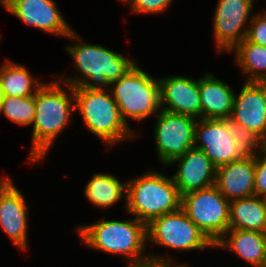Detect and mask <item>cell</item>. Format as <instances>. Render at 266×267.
<instances>
[{"label": "cell", "instance_id": "6da1fadb", "mask_svg": "<svg viewBox=\"0 0 266 267\" xmlns=\"http://www.w3.org/2000/svg\"><path fill=\"white\" fill-rule=\"evenodd\" d=\"M62 82L44 83L35 93V116L32 130V146L29 162L36 163L45 158L57 136L70 122L75 111L73 87ZM73 101V102H72Z\"/></svg>", "mask_w": 266, "mask_h": 267}, {"label": "cell", "instance_id": "7a4b0ae2", "mask_svg": "<svg viewBox=\"0 0 266 267\" xmlns=\"http://www.w3.org/2000/svg\"><path fill=\"white\" fill-rule=\"evenodd\" d=\"M67 38L77 41L74 45L66 46V49L81 76H62L60 79L64 84L72 87L82 86L86 89L109 90L111 82L123 77L136 64L133 59L104 46L82 42V38L74 30Z\"/></svg>", "mask_w": 266, "mask_h": 267}, {"label": "cell", "instance_id": "3957f363", "mask_svg": "<svg viewBox=\"0 0 266 267\" xmlns=\"http://www.w3.org/2000/svg\"><path fill=\"white\" fill-rule=\"evenodd\" d=\"M97 222L79 225L78 230H75L85 245L102 252L122 254L121 256L128 259L127 266L149 256L144 254L147 243L144 222L136 218L123 221L105 220V217Z\"/></svg>", "mask_w": 266, "mask_h": 267}, {"label": "cell", "instance_id": "277c9868", "mask_svg": "<svg viewBox=\"0 0 266 267\" xmlns=\"http://www.w3.org/2000/svg\"><path fill=\"white\" fill-rule=\"evenodd\" d=\"M75 110H79L88 131L111 147L136 137L134 130L122 120L119 107L110 90L73 87Z\"/></svg>", "mask_w": 266, "mask_h": 267}, {"label": "cell", "instance_id": "5b68a950", "mask_svg": "<svg viewBox=\"0 0 266 267\" xmlns=\"http://www.w3.org/2000/svg\"><path fill=\"white\" fill-rule=\"evenodd\" d=\"M126 182V211L146 225L181 208V195L172 177L150 170Z\"/></svg>", "mask_w": 266, "mask_h": 267}, {"label": "cell", "instance_id": "8992f818", "mask_svg": "<svg viewBox=\"0 0 266 267\" xmlns=\"http://www.w3.org/2000/svg\"><path fill=\"white\" fill-rule=\"evenodd\" d=\"M110 85H113L109 90L119 107L122 120L128 126L129 117L138 122L161 110L159 79L140 69L137 63Z\"/></svg>", "mask_w": 266, "mask_h": 267}, {"label": "cell", "instance_id": "52a82bcc", "mask_svg": "<svg viewBox=\"0 0 266 267\" xmlns=\"http://www.w3.org/2000/svg\"><path fill=\"white\" fill-rule=\"evenodd\" d=\"M181 209L214 245L229 230L230 201L215 184L182 195Z\"/></svg>", "mask_w": 266, "mask_h": 267}, {"label": "cell", "instance_id": "ba28073f", "mask_svg": "<svg viewBox=\"0 0 266 267\" xmlns=\"http://www.w3.org/2000/svg\"><path fill=\"white\" fill-rule=\"evenodd\" d=\"M147 242L180 251L203 250L215 245L179 210L154 218L146 225Z\"/></svg>", "mask_w": 266, "mask_h": 267}, {"label": "cell", "instance_id": "9c48e42d", "mask_svg": "<svg viewBox=\"0 0 266 267\" xmlns=\"http://www.w3.org/2000/svg\"><path fill=\"white\" fill-rule=\"evenodd\" d=\"M154 135L157 155L161 163L169 165L194 147L195 126L198 119L160 110Z\"/></svg>", "mask_w": 266, "mask_h": 267}, {"label": "cell", "instance_id": "30bf717a", "mask_svg": "<svg viewBox=\"0 0 266 267\" xmlns=\"http://www.w3.org/2000/svg\"><path fill=\"white\" fill-rule=\"evenodd\" d=\"M194 147L203 150L216 168L246 159L238 143L229 133L226 119H198Z\"/></svg>", "mask_w": 266, "mask_h": 267}, {"label": "cell", "instance_id": "8fae6325", "mask_svg": "<svg viewBox=\"0 0 266 267\" xmlns=\"http://www.w3.org/2000/svg\"><path fill=\"white\" fill-rule=\"evenodd\" d=\"M254 0H218L213 21L217 51L232 50L246 38ZM249 16V17H248ZM245 28V29H243Z\"/></svg>", "mask_w": 266, "mask_h": 267}, {"label": "cell", "instance_id": "7c38bea8", "mask_svg": "<svg viewBox=\"0 0 266 267\" xmlns=\"http://www.w3.org/2000/svg\"><path fill=\"white\" fill-rule=\"evenodd\" d=\"M23 23L55 36L73 31L54 0H8L7 9Z\"/></svg>", "mask_w": 266, "mask_h": 267}, {"label": "cell", "instance_id": "4fadbf2b", "mask_svg": "<svg viewBox=\"0 0 266 267\" xmlns=\"http://www.w3.org/2000/svg\"><path fill=\"white\" fill-rule=\"evenodd\" d=\"M25 201L10 178L0 188V226L17 248L26 251L29 210Z\"/></svg>", "mask_w": 266, "mask_h": 267}, {"label": "cell", "instance_id": "5bb4252c", "mask_svg": "<svg viewBox=\"0 0 266 267\" xmlns=\"http://www.w3.org/2000/svg\"><path fill=\"white\" fill-rule=\"evenodd\" d=\"M159 83L162 110L201 119V97L199 95L198 79L176 75L159 78ZM164 105L165 107H163Z\"/></svg>", "mask_w": 266, "mask_h": 267}, {"label": "cell", "instance_id": "9a60e30c", "mask_svg": "<svg viewBox=\"0 0 266 267\" xmlns=\"http://www.w3.org/2000/svg\"><path fill=\"white\" fill-rule=\"evenodd\" d=\"M261 139L266 134V82H246L235 94L230 116Z\"/></svg>", "mask_w": 266, "mask_h": 267}, {"label": "cell", "instance_id": "2e32d148", "mask_svg": "<svg viewBox=\"0 0 266 267\" xmlns=\"http://www.w3.org/2000/svg\"><path fill=\"white\" fill-rule=\"evenodd\" d=\"M176 162L179 167L172 179L181 196L215 184L216 167L203 150L193 147L169 165Z\"/></svg>", "mask_w": 266, "mask_h": 267}, {"label": "cell", "instance_id": "e0dca14e", "mask_svg": "<svg viewBox=\"0 0 266 267\" xmlns=\"http://www.w3.org/2000/svg\"><path fill=\"white\" fill-rule=\"evenodd\" d=\"M254 158L233 161L216 168L215 185L228 200L254 196Z\"/></svg>", "mask_w": 266, "mask_h": 267}, {"label": "cell", "instance_id": "ac0fdd59", "mask_svg": "<svg viewBox=\"0 0 266 267\" xmlns=\"http://www.w3.org/2000/svg\"><path fill=\"white\" fill-rule=\"evenodd\" d=\"M235 91L225 82L212 74L205 73L199 79L202 119L230 118Z\"/></svg>", "mask_w": 266, "mask_h": 267}, {"label": "cell", "instance_id": "d6986e66", "mask_svg": "<svg viewBox=\"0 0 266 267\" xmlns=\"http://www.w3.org/2000/svg\"><path fill=\"white\" fill-rule=\"evenodd\" d=\"M215 247L232 250L247 264L260 267L266 254V233L229 229Z\"/></svg>", "mask_w": 266, "mask_h": 267}, {"label": "cell", "instance_id": "ffe728a7", "mask_svg": "<svg viewBox=\"0 0 266 267\" xmlns=\"http://www.w3.org/2000/svg\"><path fill=\"white\" fill-rule=\"evenodd\" d=\"M229 229L266 233V209L261 197L230 201Z\"/></svg>", "mask_w": 266, "mask_h": 267}, {"label": "cell", "instance_id": "44dd1931", "mask_svg": "<svg viewBox=\"0 0 266 267\" xmlns=\"http://www.w3.org/2000/svg\"><path fill=\"white\" fill-rule=\"evenodd\" d=\"M43 84L44 81L36 80L26 67L8 59L0 68L2 96L28 97L35 95Z\"/></svg>", "mask_w": 266, "mask_h": 267}, {"label": "cell", "instance_id": "7402d4cb", "mask_svg": "<svg viewBox=\"0 0 266 267\" xmlns=\"http://www.w3.org/2000/svg\"><path fill=\"white\" fill-rule=\"evenodd\" d=\"M89 202L99 208H109L121 199H126L127 182H120L112 174L95 173L85 186Z\"/></svg>", "mask_w": 266, "mask_h": 267}, {"label": "cell", "instance_id": "603a6c76", "mask_svg": "<svg viewBox=\"0 0 266 267\" xmlns=\"http://www.w3.org/2000/svg\"><path fill=\"white\" fill-rule=\"evenodd\" d=\"M232 51L246 82H266V47L249 42L246 38Z\"/></svg>", "mask_w": 266, "mask_h": 267}, {"label": "cell", "instance_id": "cb8c5ba5", "mask_svg": "<svg viewBox=\"0 0 266 267\" xmlns=\"http://www.w3.org/2000/svg\"><path fill=\"white\" fill-rule=\"evenodd\" d=\"M0 113L19 125H32L35 116V95L28 97L2 96Z\"/></svg>", "mask_w": 266, "mask_h": 267}, {"label": "cell", "instance_id": "d4e9b609", "mask_svg": "<svg viewBox=\"0 0 266 267\" xmlns=\"http://www.w3.org/2000/svg\"><path fill=\"white\" fill-rule=\"evenodd\" d=\"M226 122L229 126V133L234 137L241 153L246 158H254L261 152L262 139L257 134L230 118H227Z\"/></svg>", "mask_w": 266, "mask_h": 267}, {"label": "cell", "instance_id": "484cf974", "mask_svg": "<svg viewBox=\"0 0 266 267\" xmlns=\"http://www.w3.org/2000/svg\"><path fill=\"white\" fill-rule=\"evenodd\" d=\"M249 21L246 39L266 47V12L261 11V13L253 14Z\"/></svg>", "mask_w": 266, "mask_h": 267}, {"label": "cell", "instance_id": "4316f807", "mask_svg": "<svg viewBox=\"0 0 266 267\" xmlns=\"http://www.w3.org/2000/svg\"><path fill=\"white\" fill-rule=\"evenodd\" d=\"M173 0H129L126 4L130 5L132 13L158 14L168 9Z\"/></svg>", "mask_w": 266, "mask_h": 267}, {"label": "cell", "instance_id": "83f0119b", "mask_svg": "<svg viewBox=\"0 0 266 267\" xmlns=\"http://www.w3.org/2000/svg\"><path fill=\"white\" fill-rule=\"evenodd\" d=\"M254 195L266 194V155L260 152L254 157Z\"/></svg>", "mask_w": 266, "mask_h": 267}, {"label": "cell", "instance_id": "f1b7e54d", "mask_svg": "<svg viewBox=\"0 0 266 267\" xmlns=\"http://www.w3.org/2000/svg\"><path fill=\"white\" fill-rule=\"evenodd\" d=\"M149 256L132 264L127 267H184L188 266L185 264H178L175 266V264L172 262L173 260L171 258H167L166 256H162L161 254L158 256L154 254H148ZM174 264V266H173Z\"/></svg>", "mask_w": 266, "mask_h": 267}, {"label": "cell", "instance_id": "f546056e", "mask_svg": "<svg viewBox=\"0 0 266 267\" xmlns=\"http://www.w3.org/2000/svg\"><path fill=\"white\" fill-rule=\"evenodd\" d=\"M261 153L266 155V134L261 140Z\"/></svg>", "mask_w": 266, "mask_h": 267}, {"label": "cell", "instance_id": "4dcf8cb0", "mask_svg": "<svg viewBox=\"0 0 266 267\" xmlns=\"http://www.w3.org/2000/svg\"><path fill=\"white\" fill-rule=\"evenodd\" d=\"M8 176L6 177H0V188L2 187V185L8 180Z\"/></svg>", "mask_w": 266, "mask_h": 267}, {"label": "cell", "instance_id": "1f68e13d", "mask_svg": "<svg viewBox=\"0 0 266 267\" xmlns=\"http://www.w3.org/2000/svg\"><path fill=\"white\" fill-rule=\"evenodd\" d=\"M7 3H8V0H0V4H1L5 9H7Z\"/></svg>", "mask_w": 266, "mask_h": 267}, {"label": "cell", "instance_id": "d6a6232c", "mask_svg": "<svg viewBox=\"0 0 266 267\" xmlns=\"http://www.w3.org/2000/svg\"><path fill=\"white\" fill-rule=\"evenodd\" d=\"M260 267H266V254H265L264 259L262 260Z\"/></svg>", "mask_w": 266, "mask_h": 267}, {"label": "cell", "instance_id": "836d02e7", "mask_svg": "<svg viewBox=\"0 0 266 267\" xmlns=\"http://www.w3.org/2000/svg\"><path fill=\"white\" fill-rule=\"evenodd\" d=\"M261 198H262V201H263V203H264V207H265V209H266V194L263 195Z\"/></svg>", "mask_w": 266, "mask_h": 267}, {"label": "cell", "instance_id": "e575fe53", "mask_svg": "<svg viewBox=\"0 0 266 267\" xmlns=\"http://www.w3.org/2000/svg\"><path fill=\"white\" fill-rule=\"evenodd\" d=\"M120 1L126 4L129 0H120Z\"/></svg>", "mask_w": 266, "mask_h": 267}, {"label": "cell", "instance_id": "d590c367", "mask_svg": "<svg viewBox=\"0 0 266 267\" xmlns=\"http://www.w3.org/2000/svg\"><path fill=\"white\" fill-rule=\"evenodd\" d=\"M1 99H2V94H1V90H0V103H1Z\"/></svg>", "mask_w": 266, "mask_h": 267}]
</instances>
